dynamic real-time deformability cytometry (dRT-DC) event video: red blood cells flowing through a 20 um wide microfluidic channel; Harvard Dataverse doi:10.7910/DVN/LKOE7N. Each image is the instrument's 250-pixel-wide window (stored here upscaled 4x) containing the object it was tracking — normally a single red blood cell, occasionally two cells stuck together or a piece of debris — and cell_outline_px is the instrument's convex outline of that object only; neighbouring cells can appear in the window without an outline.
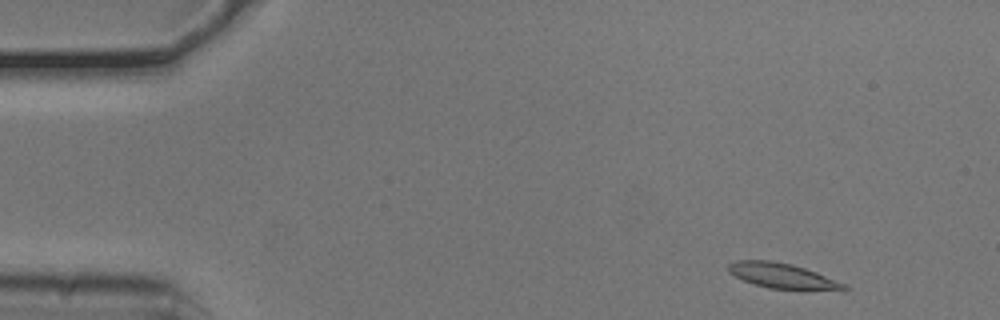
{"species": "common noctule bat (a hibernating species)", "species_latin": "Nyctalus noctula", "temperature_condition": "cold", "stored_images_in_passage": 17, "segment_of_instrument_passage": [1, 2], "camera_frame_rate_fps": 3000, "um_per_image_px": 0.085, "animal": {"sex": "male", "body_mass_g": 20.5, "forearm_length_mm": 52.5}, "frame": {"image": 1, "passage_image": 2, "time_ms": 0.333, "image_size_px": [1000, 320], "cell_outline_px": [[852, 288], [804, 292], [768, 288], [744, 280], [728, 272], [728, 264], [736, 260], [772, 260], [792, 264], [816, 272], [844, 284]], "centroid_in_image_um": [66.52, 23.47], "position_along_channel_um": 18.5, "area_um2": 17.28}}
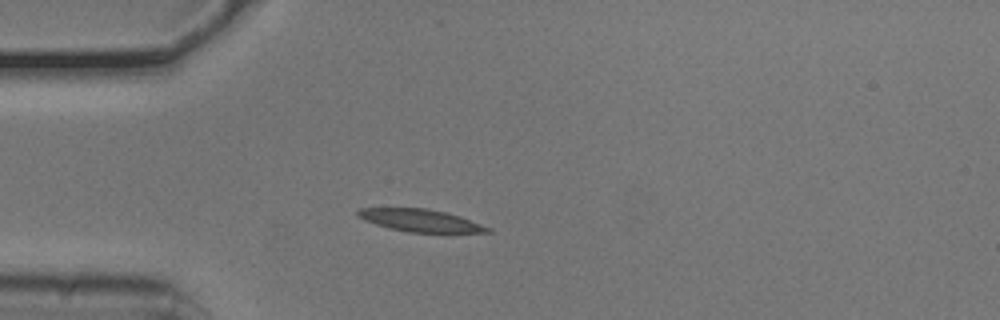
{"frame": {"image": 2, "passage_image": 11, "time_ms": 3.333, "image_size_px": [1000, 320], "cell_outline_px": [[492, 232], [408, 232], [388, 228], [364, 220], [356, 216], [356, 212], [360, 208], [424, 208], [444, 212], [460, 216], [492, 228]], "centroid_in_image_um": [35.71, 18.74], "position_along_channel_um": 49.3, "area_um2": 16.82}}
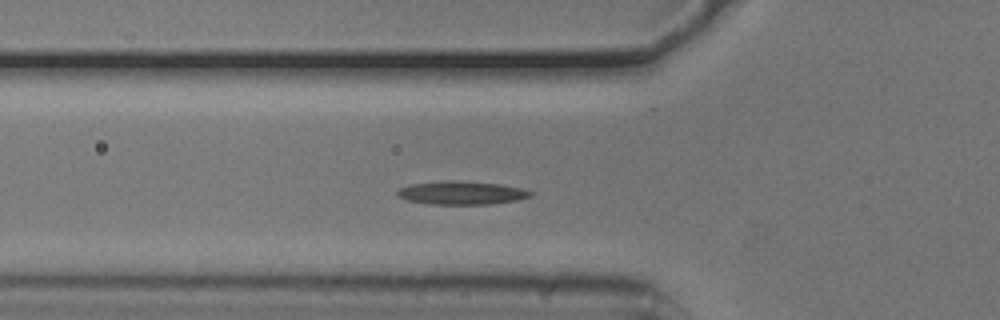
{"frame": {"image": 3, "passage_image": 15, "time_ms": 4.667, "image_size_px": [1000, 320], "cell_outline_px": [[532, 196], [516, 200], [492, 204], [432, 204], [408, 200], [396, 196], [396, 192], [400, 188], [412, 184], [444, 180], [456, 180], [500, 184], [520, 188], [532, 192]], "centroid_in_image_um": [39.21, 16.39], "position_along_channel_um": 86.6, "area_um2": 18.03}}